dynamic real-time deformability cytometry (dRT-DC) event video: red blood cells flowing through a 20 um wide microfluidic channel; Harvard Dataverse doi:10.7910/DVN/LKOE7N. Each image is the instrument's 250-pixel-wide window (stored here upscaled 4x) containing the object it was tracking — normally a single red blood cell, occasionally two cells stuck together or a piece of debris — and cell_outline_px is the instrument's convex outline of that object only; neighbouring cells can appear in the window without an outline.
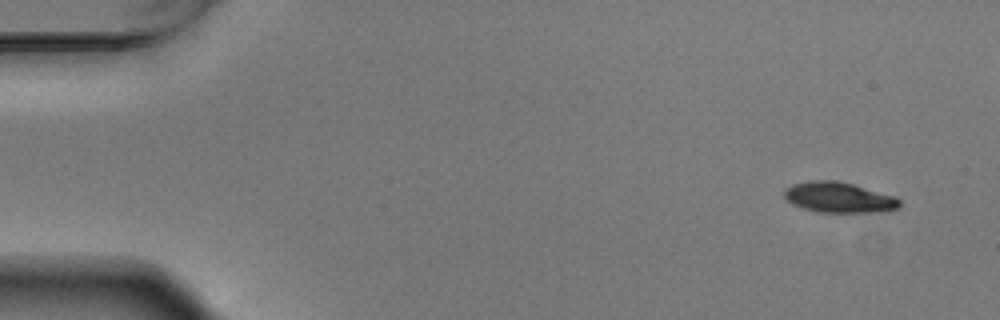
{"species": "Egyptian fruit bat (a non-hibernating species)", "species_latin": "Rousettus aegyptiacus", "temperature_condition": "warm", "stored_images_in_passage": 5, "camera_frame_rate_fps": 3000, "um_per_image_px": 0.085, "animal": {"sex": "male"}, "frame": {"image": 1, "passage_image": 1, "time_ms": 0.0, "image_size_px": [1000, 320], "cell_outline_px": [[900, 208], [884, 212], [820, 212], [804, 208], [792, 204], [784, 196], [784, 188], [792, 184], [808, 180], [836, 180], [852, 184], [896, 196], [900, 200]], "centroid_in_image_um": [71.32, 16.77], "position_along_channel_um": 13.7, "area_um2": 20.63}}